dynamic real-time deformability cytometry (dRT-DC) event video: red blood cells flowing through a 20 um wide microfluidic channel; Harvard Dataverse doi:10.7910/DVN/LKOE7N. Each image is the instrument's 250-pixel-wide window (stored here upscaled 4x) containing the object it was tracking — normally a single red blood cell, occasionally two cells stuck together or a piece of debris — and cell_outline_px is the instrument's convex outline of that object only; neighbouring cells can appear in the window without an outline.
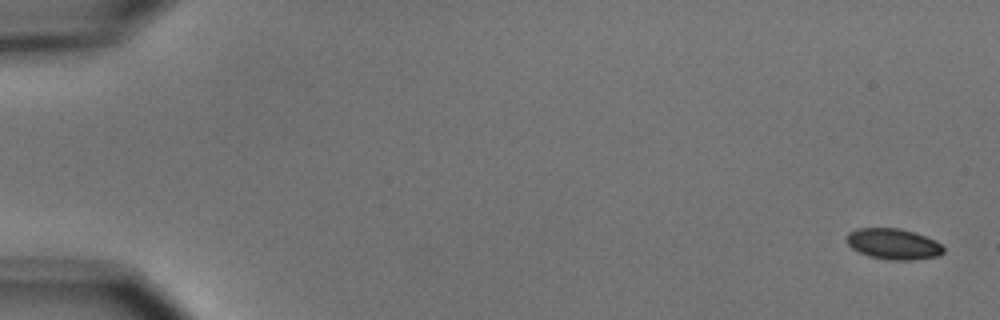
{"species": "common noctule bat (a hibernating species)", "species_latin": "Nyctalus noctula", "temperature_condition": "cold", "stored_images_in_passage": 5, "camera_frame_rate_fps": 3000, "um_per_image_px": 0.085, "animal": {"sex": "male", "body_mass_g": 15.6}, "frame": {"image": 1, "passage_image": 1, "time_ms": 0.0, "image_size_px": [1000, 320], "cell_outline_px": [[944, 252], [940, 256], [912, 260], [888, 260], [868, 256], [852, 248], [844, 240], [844, 236], [848, 232], [856, 228], [900, 228], [936, 240], [944, 248]], "centroid_in_image_um": [75.9, 20.74], "position_along_channel_um": 9.1, "area_um2": 17.63}}
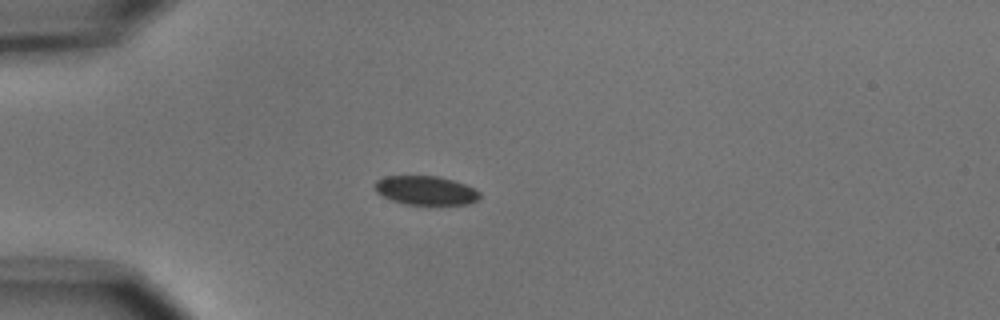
{"frame": {"image": 2, "passage_image": 5, "time_ms": 4.667, "image_size_px": [1000, 320], "cell_outline_px": [[480, 196], [476, 200], [468, 204], [404, 204], [392, 200], [376, 192], [372, 184], [376, 180], [384, 176], [440, 176], [476, 188], [480, 192]], "centroid_in_image_um": [36.16, 16.17], "position_along_channel_um": 48.8, "area_um2": 17.74}}